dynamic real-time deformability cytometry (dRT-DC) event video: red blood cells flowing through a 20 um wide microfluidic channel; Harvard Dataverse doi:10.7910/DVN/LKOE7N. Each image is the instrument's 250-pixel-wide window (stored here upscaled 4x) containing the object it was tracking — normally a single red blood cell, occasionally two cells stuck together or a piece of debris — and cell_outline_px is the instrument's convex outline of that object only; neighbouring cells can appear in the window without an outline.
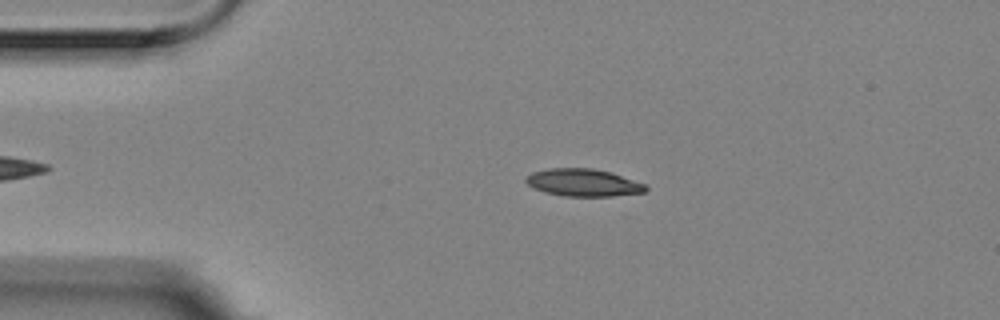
{"species": "Egyptian fruit bat (a non-hibernating species)", "species_latin": "Rousettus aegyptiacus", "temperature_condition": "room temperature", "stored_images_in_passage": 47, "camera_frame_rate_fps": 3000, "um_per_image_px": 0.085, "animal": {"sex": "female"}, "frame": {"image": 1, "passage_image": 9, "time_ms": 2.667, "image_size_px": [1000, 320], "cell_outline_px": [[648, 188], [644, 192], [612, 196], [564, 196], [544, 192], [532, 188], [524, 180], [532, 172], [552, 168], [592, 168], [612, 172], [644, 184]], "centroid_in_image_um": [49.56, 15.52], "position_along_channel_um": 35.4, "area_um2": 19.07}}
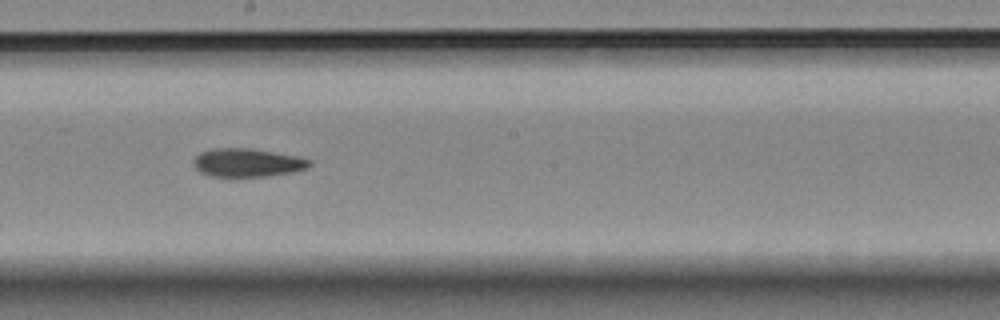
{"frame": {"image": 2, "passage_image": 28, "time_ms": 9.0, "image_size_px": [1000, 320], "cell_outline_px": [[312, 164], [308, 168], [292, 172], [268, 176], [212, 176], [200, 172], [192, 164], [192, 160], [200, 152], [212, 148], [252, 148], [296, 156], [312, 160]], "centroid_in_image_um": [21.02, 13.82], "position_along_channel_um": 227.2, "area_um2": 19.25}}
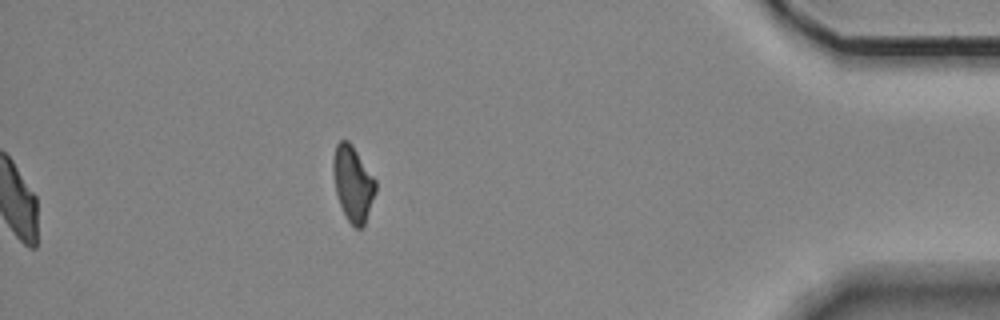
{"frame": {"image": 3, "passage_image": 47, "time_ms": 15.333, "image_size_px": [1000, 320], "cell_outline_px": [[376, 192], [364, 228], [356, 228], [348, 220], [340, 204], [336, 192], [332, 168], [332, 160], [336, 144], [340, 140], [348, 140], [352, 144], [376, 180]], "centroid_in_image_um": [30.01, 15.6], "position_along_channel_um": 405.2, "area_um2": 18.73}, "authors_computed_cell_mechanics": {"area_um2": 19.3052, "velocity_mm_per_s": 3.5582, "shape_relaxation_time_tau1_ms": null, "shape_relaxation_time_tau2_ms": 7.4838, "deformation_change_tau1": null, "deformation_change_tau2": 0.1504}}